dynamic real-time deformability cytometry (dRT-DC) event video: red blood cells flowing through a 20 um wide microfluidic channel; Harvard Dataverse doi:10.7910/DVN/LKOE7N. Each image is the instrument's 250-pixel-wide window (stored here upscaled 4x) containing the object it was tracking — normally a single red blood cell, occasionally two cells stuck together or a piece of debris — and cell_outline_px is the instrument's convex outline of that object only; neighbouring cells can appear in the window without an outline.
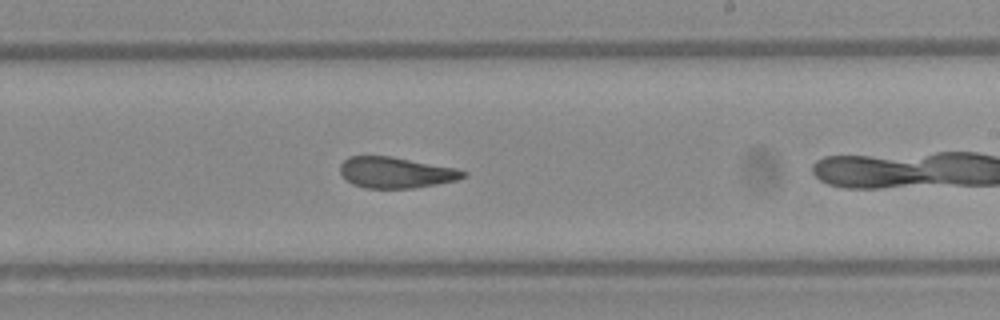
{"species": "Egyptian fruit bat (a non-hibernating species)", "species_latin": "Rousettus aegyptiacus", "temperature_condition": "warm", "stored_images_in_passage": 26, "camera_frame_rate_fps": 3000, "um_per_image_px": 0.085, "frame": {"image": 1, "passage_image": 16, "time_ms": 5.0, "image_size_px": [1000, 320], "cell_outline_px": [[468, 176], [456, 180], [436, 184], [412, 188], [364, 188], [352, 184], [340, 172], [340, 164], [348, 156], [392, 156], [456, 168], [468, 172]], "centroid_in_image_um": [33.66, 14.66], "position_along_channel_um": 255.3, "area_um2": 22.25}}
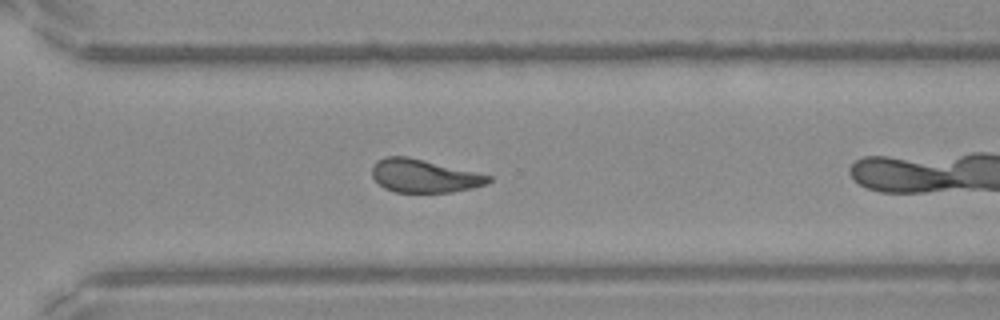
{"frame": {"image": 2, "passage_image": 22, "time_ms": 7.0, "image_size_px": [1000, 320], "cell_outline_px": [[492, 180], [488, 184], [472, 188], [452, 192], [396, 192], [384, 188], [372, 176], [372, 168], [376, 160], [384, 156], [408, 156], [476, 172], [492, 176]], "centroid_in_image_um": [36.05, 14.94], "position_along_channel_um": 334.6, "area_um2": 22.54}}
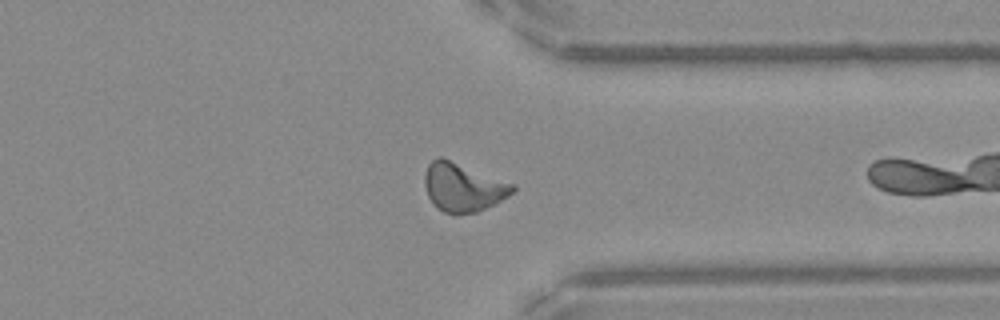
{"frame": {"image": 3, "passage_image": 25, "time_ms": 8.0, "image_size_px": [1000, 320], "cell_outline_px": [[516, 188], [508, 196], [476, 212], [460, 216], [456, 216], [444, 212], [428, 196], [424, 184], [424, 176], [428, 164], [432, 160], [440, 156], [516, 184]], "centroid_in_image_um": [39.36, 15.92], "position_along_channel_um": 372.0, "area_um2": 24.8}}